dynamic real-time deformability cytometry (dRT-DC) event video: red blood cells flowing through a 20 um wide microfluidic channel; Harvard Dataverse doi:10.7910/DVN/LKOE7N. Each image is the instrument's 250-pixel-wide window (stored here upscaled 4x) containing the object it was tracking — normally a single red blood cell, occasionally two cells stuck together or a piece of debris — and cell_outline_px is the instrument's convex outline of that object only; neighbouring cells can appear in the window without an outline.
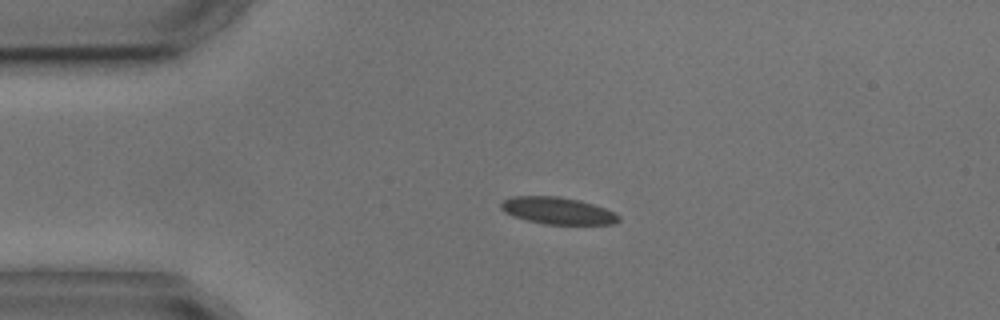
{"species": "common noctule bat (a hibernating species)", "species_latin": "Nyctalus noctula", "temperature_condition": "cold", "stored_images_in_passage": 5, "camera_frame_rate_fps": 3000, "um_per_image_px": 0.085, "animal": {"sex": "male", "body_mass_g": 17.9, "forearm_length_mm": 54.2}, "frame": {"image": 1, "passage_image": 4, "time_ms": 3.667, "image_size_px": [1000, 320], "cell_outline_px": [[620, 220], [612, 224], [544, 224], [528, 220], [504, 212], [500, 208], [500, 204], [504, 200], [512, 196], [556, 196], [576, 200], [592, 204], [604, 208], [620, 216]], "centroid_in_image_um": [47.38, 17.91], "position_along_channel_um": 37.6, "area_um2": 18.15}}